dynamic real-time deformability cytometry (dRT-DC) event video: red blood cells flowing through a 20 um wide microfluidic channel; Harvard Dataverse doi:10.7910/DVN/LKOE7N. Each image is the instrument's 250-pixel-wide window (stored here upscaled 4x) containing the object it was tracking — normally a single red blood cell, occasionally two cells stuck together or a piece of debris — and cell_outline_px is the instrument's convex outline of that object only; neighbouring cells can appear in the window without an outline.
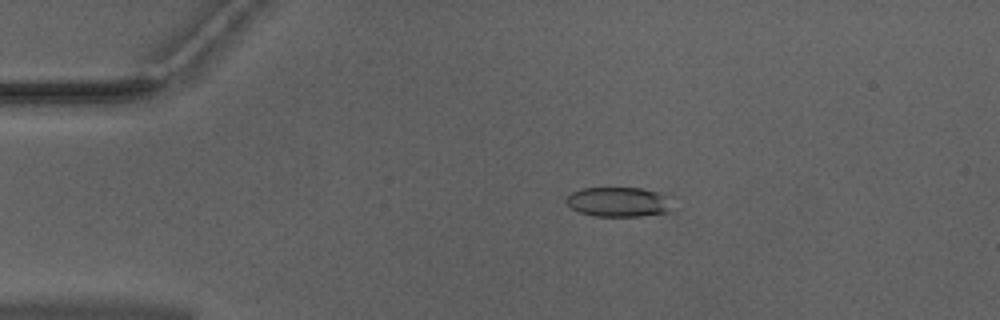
{"species": "Egyptian fruit bat (a non-hibernating species)", "species_latin": "Rousettus aegyptiacus", "temperature_condition": "warm", "stored_images_in_passage": 52, "camera_frame_rate_fps": 3000, "um_per_image_px": 0.085, "animal": {"sex": "male"}, "frame": {"image": 1, "passage_image": 11, "time_ms": 3.333, "image_size_px": [1000, 320], "cell_outline_px": [[668, 212], [640, 216], [596, 216], [580, 212], [572, 208], [564, 200], [572, 192], [580, 188], [640, 188], [656, 192], [668, 196]], "centroid_in_image_um": [52.51, 17.16], "position_along_channel_um": 32.5, "area_um2": 18.03}}
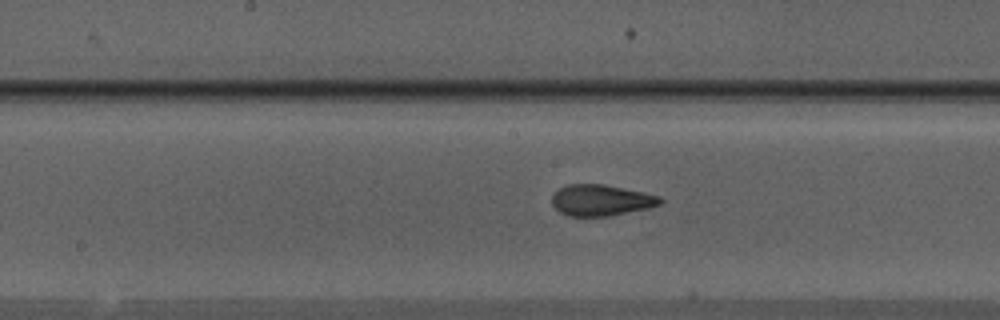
{"frame": {"image": 2, "passage_image": 27, "time_ms": 8.667, "image_size_px": [1000, 320], "cell_outline_px": [[664, 200], [660, 204], [648, 208], [608, 216], [568, 216], [560, 212], [552, 204], [552, 196], [560, 188], [568, 184], [604, 184], [644, 192], [660, 196]], "centroid_in_image_um": [51.1, 17.01], "position_along_channel_um": 197.1, "area_um2": 19.59}}
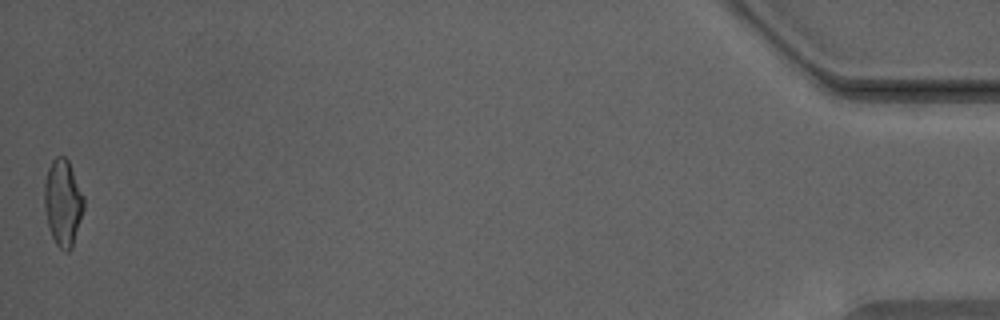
{"frame": {"image": 3, "passage_image": 52, "time_ms": 17.0, "image_size_px": [1000, 320], "cell_outline_px": [[84, 208], [72, 248], [68, 252], [64, 252], [56, 244], [48, 228], [44, 208], [44, 184], [48, 168], [52, 160], [56, 156], [64, 156], [68, 160], [84, 196]], "centroid_in_image_um": [5.34, 17.24], "position_along_channel_um": 429.9, "area_um2": 20.0}, "authors_computed_cell_mechanics": {"area_um2": 19.6231, "velocity_mm_per_s": 3.9862, "shape_relaxation_time_tau1_ms": 7.2503, "shape_relaxation_time_tau2_ms": 1.1604, "deformation_change_tau1": 0.2082, "deformation_change_tau2": 0.0859}}